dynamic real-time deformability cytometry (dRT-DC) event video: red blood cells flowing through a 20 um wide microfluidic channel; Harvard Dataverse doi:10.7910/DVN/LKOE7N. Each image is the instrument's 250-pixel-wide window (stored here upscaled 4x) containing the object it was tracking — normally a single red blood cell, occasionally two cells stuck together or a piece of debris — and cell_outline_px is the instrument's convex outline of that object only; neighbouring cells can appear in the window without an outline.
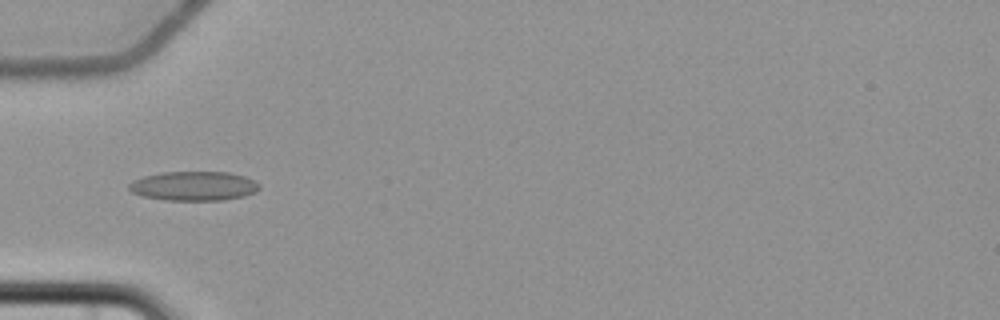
{"species": "common noctule bat (a hibernating species)", "species_latin": "Nyctalus noctula", "temperature_condition": "cold", "stored_images_in_passage": 6, "camera_frame_rate_fps": 3000, "um_per_image_px": 0.085, "animal": {"sex": "female", "body_mass_g": 22.7, "forearm_length_mm": 54.2}, "frame": {"image": 1, "passage_image": 2, "time_ms": 1.333, "image_size_px": [1000, 320], "cell_outline_px": [[260, 188], [256, 192], [244, 196], [224, 200], [164, 200], [144, 196], [132, 192], [128, 188], [128, 184], [132, 180], [144, 176], [160, 172], [228, 172], [244, 176], [260, 184]], "centroid_in_image_um": [16.46, 15.81], "position_along_channel_um": 68.5, "area_um2": 22.31}}
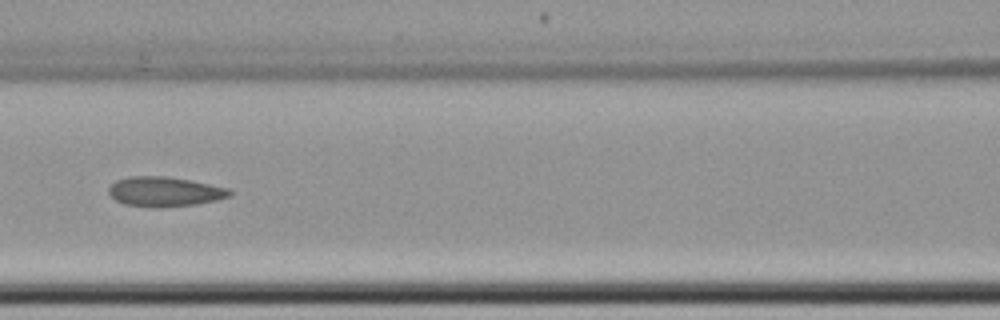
{"frame": {"image": 2, "passage_image": 4, "time_ms": 3.667, "image_size_px": [1000, 320], "cell_outline_px": [[232, 196], [216, 200], [196, 204], [160, 208], [152, 208], [124, 204], [116, 200], [108, 192], [108, 188], [116, 180], [128, 176], [168, 176], [228, 188], [232, 192]], "centroid_in_image_um": [13.98, 16.3], "position_along_channel_um": 152.6, "area_um2": 21.04}}
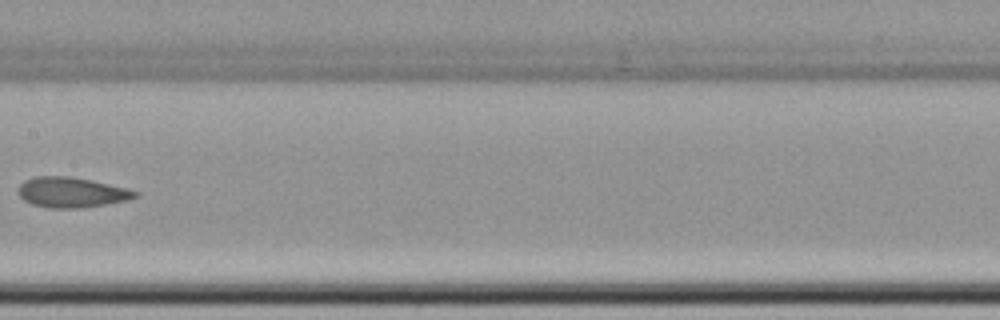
{"frame": {"image": 3, "passage_image": 5, "time_ms": 5.0, "image_size_px": [1000, 320], "cell_outline_px": [[140, 192], [136, 196], [128, 200], [80, 208], [48, 208], [32, 204], [24, 200], [20, 196], [16, 188], [24, 180], [32, 176], [72, 176], [92, 180], [128, 188]], "centroid_in_image_um": [6.05, 16.33], "position_along_channel_um": 201.4, "area_um2": 20.81}}